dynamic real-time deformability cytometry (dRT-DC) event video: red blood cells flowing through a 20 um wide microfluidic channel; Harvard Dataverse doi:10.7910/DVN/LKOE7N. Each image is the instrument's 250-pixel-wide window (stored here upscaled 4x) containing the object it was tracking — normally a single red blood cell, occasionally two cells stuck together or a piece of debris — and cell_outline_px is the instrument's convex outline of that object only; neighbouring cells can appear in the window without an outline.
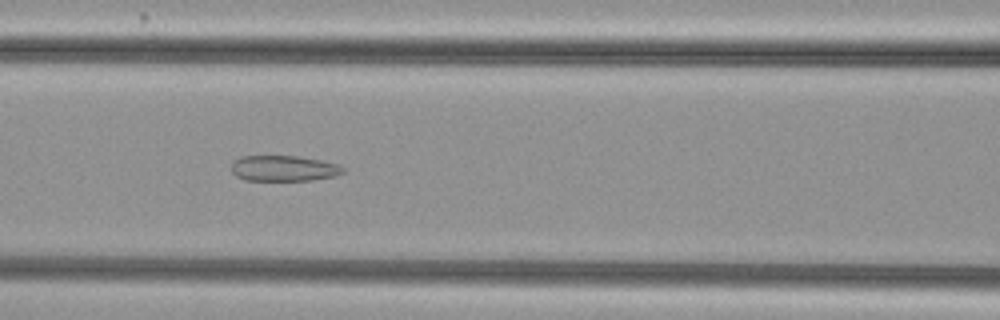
{"species": "common noctule bat (a hibernating species)", "species_latin": "Nyctalus noctula", "temperature_condition": "cold", "stored_images_in_passage": 55, "camera_frame_rate_fps": 3000, "um_per_image_px": 0.085, "animal": {"sex": "female", "body_mass_g": 29.2, "forearm_length_mm": 56.3}, "frame": {"image": 1, "passage_image": 23, "time_ms": 7.333, "image_size_px": [1000, 320], "cell_outline_px": [[344, 172], [336, 176], [312, 180], [244, 180], [236, 176], [232, 172], [232, 160], [240, 156], [296, 156], [320, 160], [336, 164], [344, 168]], "centroid_in_image_um": [24.08, 14.31], "position_along_channel_um": 142.5, "area_um2": 16.7}}
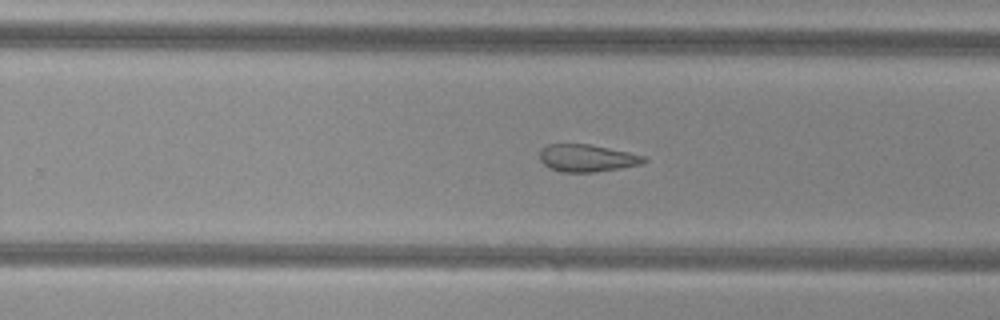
{"frame": {"image": 2, "passage_image": 34, "time_ms": 11.0, "image_size_px": [1000, 320], "cell_outline_px": [[648, 160], [644, 164], [620, 168], [592, 172], [560, 172], [548, 168], [540, 160], [540, 148], [548, 144], [588, 144], [628, 152], [644, 156]], "centroid_in_image_um": [49.88, 13.44], "position_along_channel_um": 279.9, "area_um2": 16.65}}
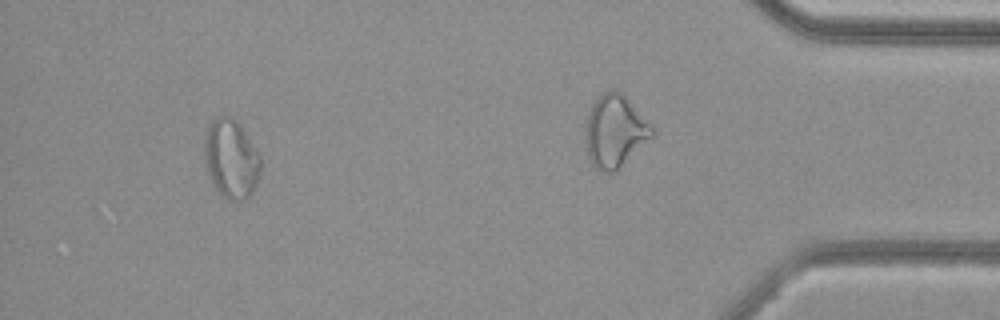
{"frame": {"image": 3, "passage_image": 50, "time_ms": 16.333, "image_size_px": [1000, 320], "cell_outline_px": [[260, 172], [256, 184], [252, 192], [244, 200], [228, 200], [212, 184], [208, 176], [204, 160], [204, 136], [212, 120], [220, 116], [228, 116], [236, 120], [240, 124], [260, 156]], "centroid_in_image_um": [19.62, 13.5], "position_along_channel_um": 415.6, "area_um2": 25.78}, "authors_computed_cell_mechanics": {"area_um2": 22.7154, "velocity_mm_per_s": 3.7598, "shape_relaxation_time_tau1_ms": null, "shape_relaxation_time_tau2_ms": 2.6215, "deformation_change_tau1": null, "deformation_change_tau2": 0.1138}}